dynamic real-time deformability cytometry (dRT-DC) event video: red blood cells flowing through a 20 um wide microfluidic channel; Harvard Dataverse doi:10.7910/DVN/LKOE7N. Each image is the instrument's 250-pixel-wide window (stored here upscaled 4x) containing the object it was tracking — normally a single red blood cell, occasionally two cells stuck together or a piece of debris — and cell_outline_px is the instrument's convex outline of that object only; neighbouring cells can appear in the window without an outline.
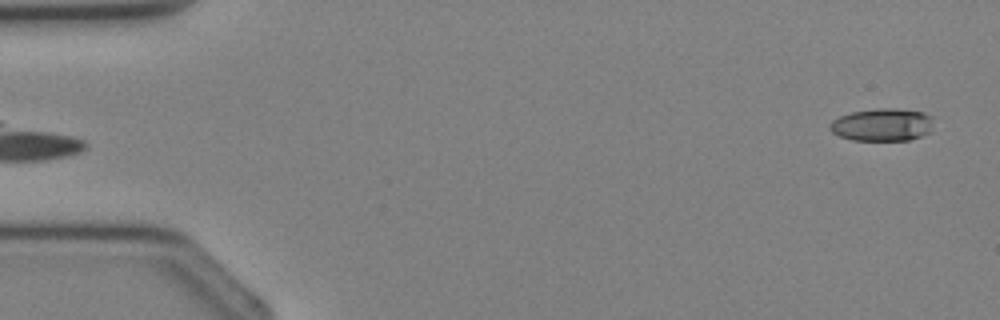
{"species": "Egyptian fruit bat (a non-hibernating species)", "species_latin": "Rousettus aegyptiacus", "temperature_condition": "cold", "stored_images_in_passage": 4, "camera_frame_rate_fps": 3000, "um_per_image_px": 0.085, "animal": {"sex": "female"}, "frame": {"image": 1, "passage_image": 4, "time_ms": 4.0, "image_size_px": [1000, 320], "cell_outline_px": [[932, 116], [928, 132], [920, 136], [908, 140], [852, 140], [840, 136], [832, 132], [828, 128], [828, 124], [832, 120], [840, 116], [852, 112], [876, 108], [896, 108], [924, 112]], "centroid_in_image_um": [74.93, 10.59], "position_along_channel_um": 10.1, "area_um2": 19.65}}